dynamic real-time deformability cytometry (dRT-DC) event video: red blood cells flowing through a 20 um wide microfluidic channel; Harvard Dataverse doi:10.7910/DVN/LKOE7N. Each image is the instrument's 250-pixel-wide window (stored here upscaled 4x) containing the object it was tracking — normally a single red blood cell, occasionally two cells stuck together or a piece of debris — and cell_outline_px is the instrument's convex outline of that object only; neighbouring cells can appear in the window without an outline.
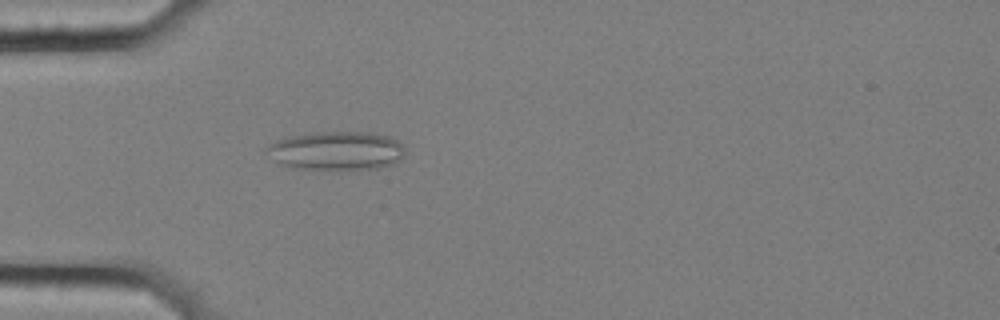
{"species": "common noctule bat (a hibernating species)", "species_latin": "Nyctalus noctula", "temperature_condition": "cold", "stored_images_in_passage": 55, "camera_frame_rate_fps": 3000, "um_per_image_px": 0.085, "animal": {"sex": "female", "body_mass_g": 25.1}, "frame": {"image": 1, "passage_image": 15, "time_ms": 4.667, "image_size_px": [1000, 320], "cell_outline_px": [[404, 156], [400, 160], [392, 164], [380, 168], [300, 168], [284, 164], [276, 160], [264, 152], [264, 148], [276, 140], [292, 136], [316, 132], [372, 132], [388, 136], [396, 140], [404, 148]], "centroid_in_image_um": [28.62, 12.78], "position_along_channel_um": 56.4, "area_um2": 30.63}}
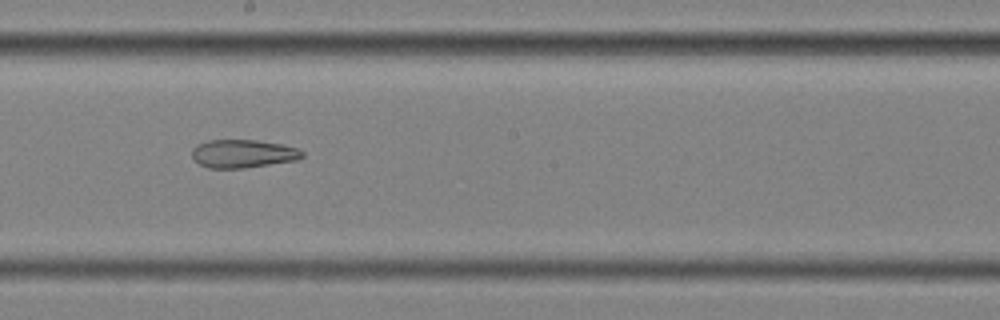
{"frame": {"image": 2, "passage_image": 30, "time_ms": 9.667, "image_size_px": [1000, 320], "cell_outline_px": [[304, 156], [296, 160], [244, 168], [208, 168], [200, 164], [192, 156], [192, 148], [196, 144], [208, 140], [256, 140], [280, 144], [300, 148], [304, 152]], "centroid_in_image_um": [20.66, 13.05], "position_along_channel_um": 227.5, "area_um2": 18.15}}
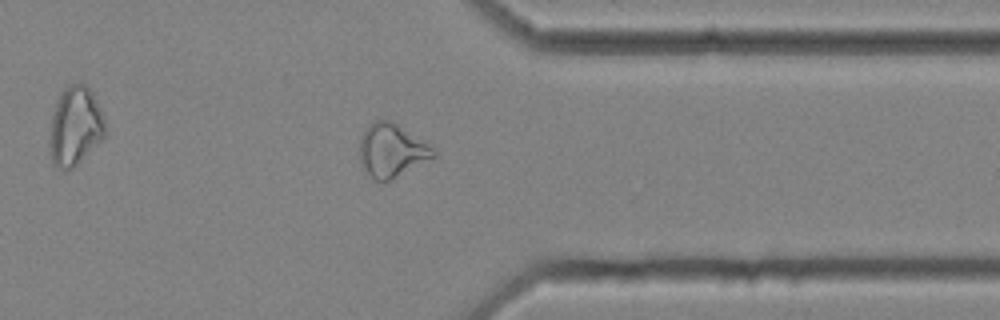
{"frame": {"image": 3, "passage_image": 43, "time_ms": 14.0, "image_size_px": [1000, 320], "cell_outline_px": [[436, 156], [388, 180], [376, 180], [364, 176], [360, 160], [360, 140], [368, 124], [376, 120], [392, 120], [428, 144], [436, 152]], "centroid_in_image_um": [33.24, 12.78], "position_along_channel_um": 378.2, "area_um2": 22.72}, "authors_computed_cell_mechanics": {"area_um2": 24.6228, "velocity_mm_per_s": 3.5607, "shape_relaxation_time_tau1_ms": null, "shape_relaxation_time_tau2_ms": 3.1958, "deformation_change_tau1": null, "deformation_change_tau2": 0.1146}}